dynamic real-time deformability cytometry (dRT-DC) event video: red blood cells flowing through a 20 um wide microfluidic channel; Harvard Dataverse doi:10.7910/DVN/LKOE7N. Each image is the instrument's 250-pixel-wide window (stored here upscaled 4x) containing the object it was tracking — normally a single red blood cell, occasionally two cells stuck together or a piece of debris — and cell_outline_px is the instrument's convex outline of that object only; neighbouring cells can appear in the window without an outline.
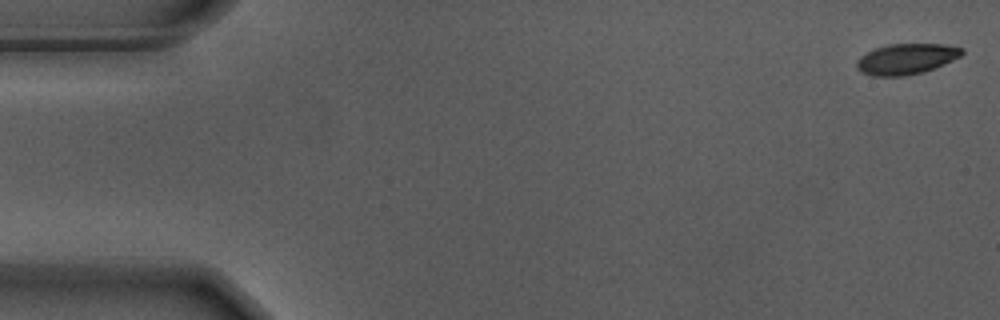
{"species": "Egyptian fruit bat (a non-hibernating species)", "species_latin": "Rousettus aegyptiacus", "temperature_condition": "warm", "stored_images_in_passage": 16, "camera_frame_rate_fps": 3000, "um_per_image_px": 0.085, "animal": {"sex": "male"}, "frame": {"image": 1, "passage_image": 1, "time_ms": 0.0, "image_size_px": [1000, 320], "cell_outline_px": [[964, 52], [960, 56], [952, 60], [924, 72], [904, 76], [872, 76], [860, 72], [856, 68], [856, 60], [860, 56], [876, 48], [888, 44], [948, 44], [964, 48]], "centroid_in_image_um": [77.02, 5.01], "position_along_channel_um": 8.0, "area_um2": 18.9}}
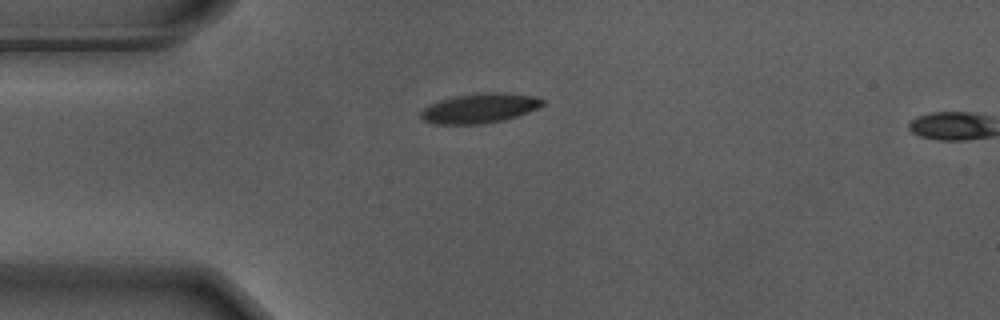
{"frame": {"image": 2, "passage_image": 14, "time_ms": 4.333, "image_size_px": [1000, 320], "cell_outline_px": [[544, 104], [528, 112], [504, 120], [480, 124], [432, 124], [420, 120], [420, 112], [428, 104], [440, 100], [456, 96], [476, 92], [500, 92], [532, 96], [544, 100]], "centroid_in_image_um": [40.7, 9.2], "position_along_channel_um": 44.3, "area_um2": 21.15}}